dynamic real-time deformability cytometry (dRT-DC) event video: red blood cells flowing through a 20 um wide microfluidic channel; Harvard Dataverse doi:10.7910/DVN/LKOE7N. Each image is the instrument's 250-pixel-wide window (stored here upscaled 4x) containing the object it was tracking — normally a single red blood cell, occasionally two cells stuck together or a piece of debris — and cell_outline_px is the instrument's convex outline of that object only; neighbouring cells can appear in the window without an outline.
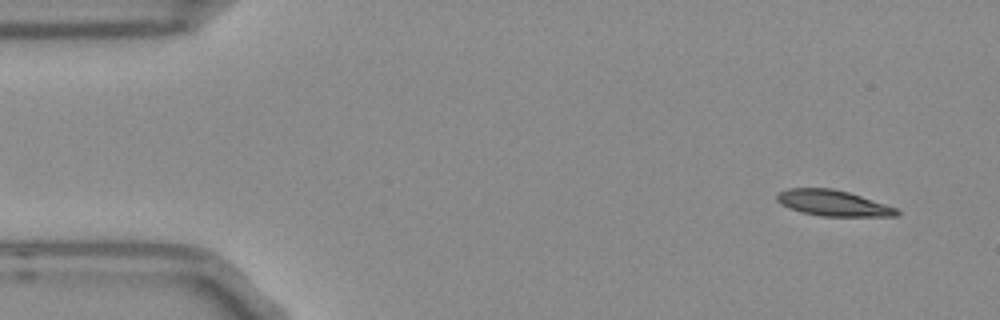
{"species": "Egyptian fruit bat (a non-hibernating species)", "species_latin": "Rousettus aegyptiacus", "temperature_condition": "room temperature", "stored_images_in_passage": 47, "camera_frame_rate_fps": 3000, "um_per_image_px": 0.085, "frame": {"image": 1, "passage_image": 1, "time_ms": 0.0, "image_size_px": [1000, 320], "cell_outline_px": [[900, 212], [896, 216], [820, 216], [800, 212], [788, 208], [780, 204], [776, 200], [776, 196], [780, 192], [788, 188], [832, 188], [848, 192], [896, 208]], "centroid_in_image_um": [70.75, 17.26], "position_along_channel_um": 14.3, "area_um2": 17.92}}
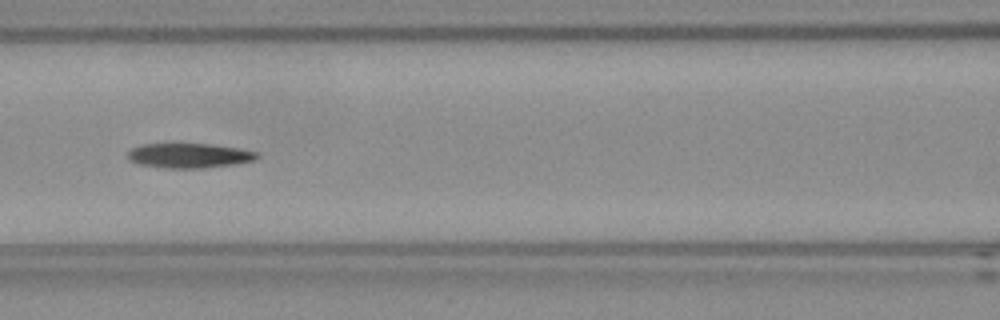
{"frame": {"image": 2, "passage_image": 20, "time_ms": 6.333, "image_size_px": [1000, 320], "cell_outline_px": [[260, 156], [256, 160], [236, 164], [204, 168], [164, 168], [140, 164], [132, 160], [128, 156], [128, 152], [132, 148], [140, 144], [208, 144], [236, 148], [256, 152]], "centroid_in_image_um": [16.1, 13.23], "position_along_channel_um": 150.5, "area_um2": 18.44}}
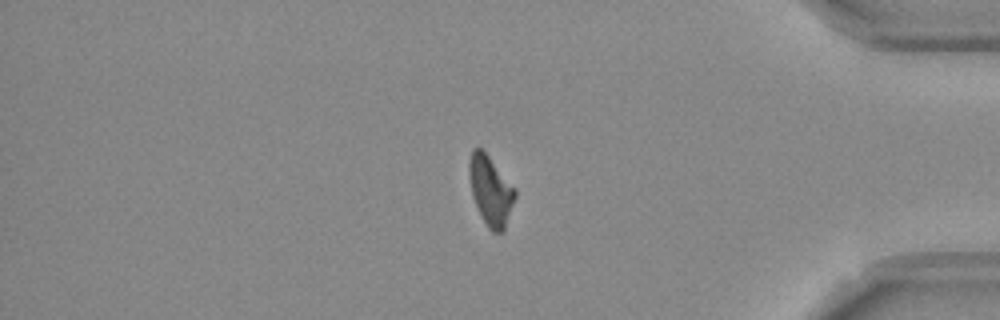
{"frame": {"image": 3, "passage_image": 42, "time_ms": 13.667, "image_size_px": [1000, 320], "cell_outline_px": [[516, 196], [504, 232], [492, 232], [488, 228], [480, 216], [472, 196], [468, 172], [468, 164], [472, 148], [480, 148], [488, 156], [516, 188]], "centroid_in_image_um": [41.7, 16.23], "position_along_channel_um": 393.5, "area_um2": 18.73}}